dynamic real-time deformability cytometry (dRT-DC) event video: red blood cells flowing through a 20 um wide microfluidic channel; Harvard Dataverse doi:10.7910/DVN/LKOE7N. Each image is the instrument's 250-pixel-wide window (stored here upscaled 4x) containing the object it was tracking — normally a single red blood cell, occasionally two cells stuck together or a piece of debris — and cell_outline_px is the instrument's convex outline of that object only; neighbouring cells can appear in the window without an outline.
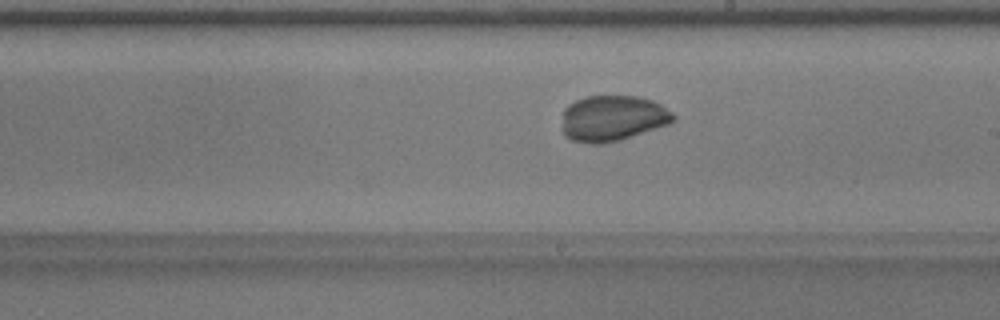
{"species": "common noctule bat (a hibernating species)", "species_latin": "Nyctalus noctula", "temperature_condition": "warm", "stored_images_in_passage": 39, "camera_frame_rate_fps": 3000, "um_per_image_px": 0.085, "animal": {"sex": "male", "body_mass_g": 17.9}, "frame": {"image": 1, "passage_image": 16, "time_ms": 5.0, "image_size_px": [1000, 320], "cell_outline_px": [[676, 116], [668, 124], [620, 140], [600, 144], [592, 144], [572, 140], [564, 136], [564, 108], [568, 104], [584, 96], [636, 96], [652, 100], [660, 104], [672, 112]], "centroid_in_image_um": [52.06, 10.04], "position_along_channel_um": 236.9, "area_um2": 29.48}, "authors_computed_cell_mechanics": {"area_um2": 28.8422, "velocity_mm_per_s": 3.8278, "shape_relaxation_time_tau1_ms": 3.3061, "shape_relaxation_time_tau2_ms": null, "deformation_change_tau1": 0.1575, "deformation_change_tau2": null}}